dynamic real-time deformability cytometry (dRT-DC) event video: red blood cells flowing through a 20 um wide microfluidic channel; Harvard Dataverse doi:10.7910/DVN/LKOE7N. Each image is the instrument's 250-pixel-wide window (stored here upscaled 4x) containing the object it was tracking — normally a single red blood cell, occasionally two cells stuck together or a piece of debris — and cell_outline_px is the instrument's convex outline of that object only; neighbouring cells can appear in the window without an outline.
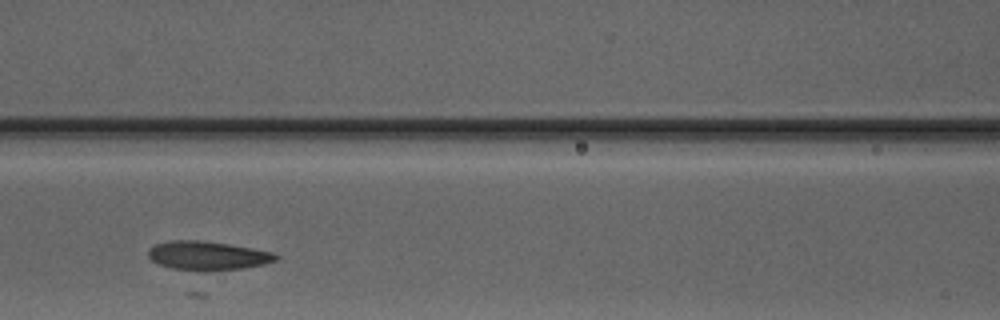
{"species": "Egyptian fruit bat (a non-hibernating species)", "species_latin": "Rousettus aegyptiacus", "temperature_condition": "warm", "stored_images_in_passage": 3, "camera_frame_rate_fps": 3000, "um_per_image_px": 0.085, "animal": {"sex": "male"}, "frame": {"image": 1, "passage_image": 3, "time_ms": 2.333, "image_size_px": [1000, 320], "cell_outline_px": [[280, 256], [276, 260], [264, 264], [244, 268], [208, 272], [200, 272], [172, 268], [160, 264], [152, 260], [148, 256], [148, 252], [156, 244], [172, 240], [204, 240], [252, 248], [272, 252]], "centroid_in_image_um": [17.67, 21.74], "position_along_channel_um": 148.9, "area_um2": 21.62}}